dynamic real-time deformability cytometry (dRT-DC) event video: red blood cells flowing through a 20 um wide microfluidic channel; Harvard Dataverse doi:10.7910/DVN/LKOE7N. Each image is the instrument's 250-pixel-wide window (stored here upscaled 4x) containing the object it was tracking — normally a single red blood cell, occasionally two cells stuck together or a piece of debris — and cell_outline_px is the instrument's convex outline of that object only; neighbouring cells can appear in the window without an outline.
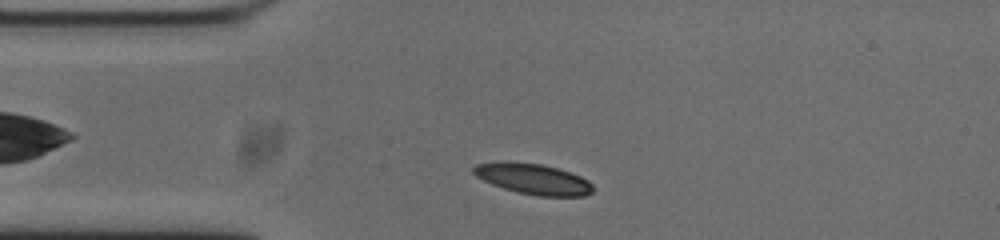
{"species": "common noctule bat (a hibernating species)", "species_latin": "Nyctalus noctula", "temperature_condition": "cold", "stored_images_in_passage": 46, "camera_frame_rate_fps": 3000, "um_per_image_px": 0.085, "animal": {"sex": "male", "body_mass_g": 20.0, "forearm_length_mm": 53.3}, "frame": {"image": 1, "passage_image": 4, "time_ms": 1.0, "image_size_px": [1000, 240], "cell_outline_px": [[592, 192], [584, 196], [536, 196], [516, 192], [492, 184], [476, 176], [472, 172], [472, 168], [476, 164], [500, 160], [508, 160], [540, 164], [556, 168], [580, 176], [588, 180], [592, 184]], "centroid_in_image_um": [45.27, 15.19], "position_along_channel_um": 39.7, "area_um2": 21.5}}
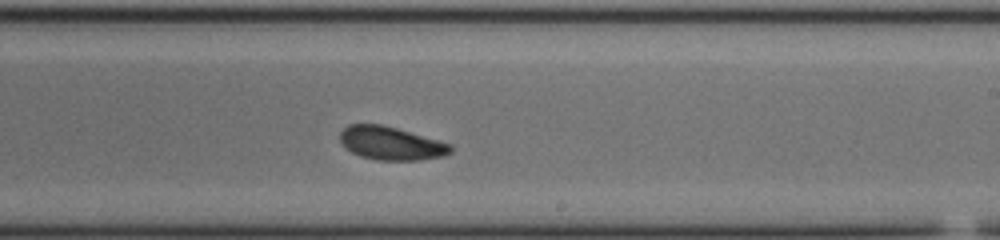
{"frame": {"image": 2, "passage_image": 23, "time_ms": 7.333, "image_size_px": [1000, 240], "cell_outline_px": [[452, 152], [444, 156], [420, 160], [376, 160], [360, 156], [352, 152], [340, 140], [340, 132], [348, 124], [380, 124], [396, 128], [452, 144]], "centroid_in_image_um": [33.25, 12.18], "position_along_channel_um": 255.7, "area_um2": 21.33}}
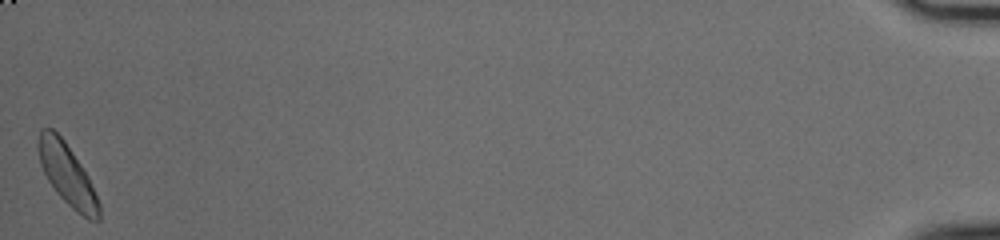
{"frame": {"image": 3, "passage_image": 46, "time_ms": 15.0, "image_size_px": [1000, 240], "cell_outline_px": [[100, 220], [96, 224], [88, 220], [72, 208], [56, 192], [48, 180], [40, 164], [36, 148], [36, 140], [40, 128], [52, 128], [64, 140], [88, 176], [100, 204]], "centroid_in_image_um": [5.69, 14.84], "position_along_channel_um": 429.5, "area_um2": 21.85}, "authors_computed_cell_mechanics": {"area_um2": 21.5016, "velocity_mm_per_s": 3.6991, "shape_relaxation_time_tau1_ms": 3.7323, "shape_relaxation_time_tau2_ms": null, "deformation_change_tau1": 0.1219, "deformation_change_tau2": null}}